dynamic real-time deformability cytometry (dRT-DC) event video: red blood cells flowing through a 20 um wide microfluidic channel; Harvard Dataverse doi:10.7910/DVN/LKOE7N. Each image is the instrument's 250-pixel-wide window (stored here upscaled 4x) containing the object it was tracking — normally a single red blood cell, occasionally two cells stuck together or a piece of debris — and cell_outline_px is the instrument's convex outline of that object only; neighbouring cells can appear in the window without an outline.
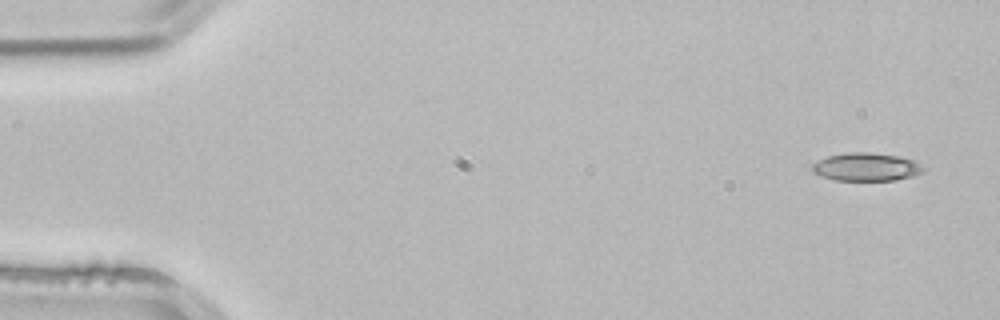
{"species": "common noctule bat (a hibernating species)", "species_latin": "Nyctalus noctula", "temperature_condition": "room temperature", "stored_images_in_passage": 4, "camera_frame_rate_fps": 3000, "um_per_image_px": 0.085, "animal": {"sex": "male", "body_mass_g": 21.5, "forearm_length_mm": 52.0}, "frame": {"image": 1, "passage_image": 1, "time_ms": 0.0, "image_size_px": [1000, 320], "cell_outline_px": [[924, 168], [920, 172], [912, 176], [896, 180], [836, 180], [820, 176], [812, 172], [812, 164], [828, 156], [848, 152], [872, 152], [900, 156], [916, 160], [924, 164]], "centroid_in_image_um": [73.66, 14.18], "position_along_channel_um": 11.3, "area_um2": 18.32}}